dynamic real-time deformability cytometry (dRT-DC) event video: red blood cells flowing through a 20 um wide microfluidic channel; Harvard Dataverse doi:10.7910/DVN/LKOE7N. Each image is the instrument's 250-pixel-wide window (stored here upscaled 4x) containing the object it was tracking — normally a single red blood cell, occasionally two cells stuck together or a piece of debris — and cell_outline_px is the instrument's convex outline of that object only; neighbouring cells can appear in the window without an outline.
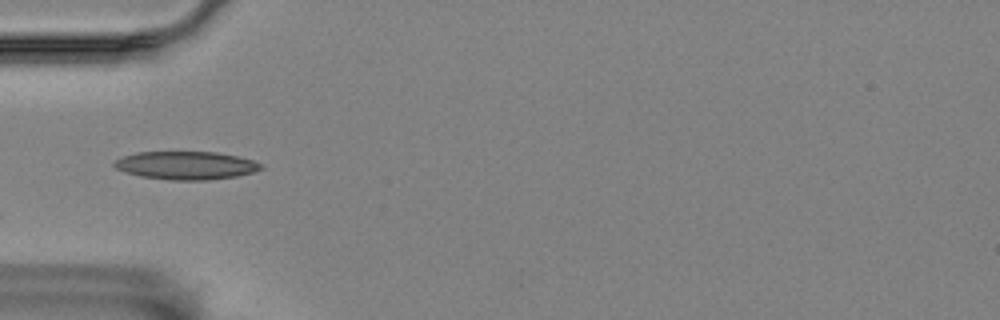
{"species": "Egyptian fruit bat (a non-hibernating species)", "species_latin": "Rousettus aegyptiacus", "temperature_condition": "room temperature", "stored_images_in_passage": 7, "camera_frame_rate_fps": 3000, "um_per_image_px": 0.085, "animal": {"sex": "female"}, "frame": {"image": 1, "passage_image": 1, "time_ms": 0.0, "image_size_px": [1000, 320], "cell_outline_px": [[264, 168], [252, 172], [236, 176], [208, 180], [168, 180], [140, 176], [124, 172], [116, 168], [112, 164], [116, 160], [124, 156], [136, 152], [216, 152], [236, 156], [252, 160], [260, 164]], "centroid_in_image_um": [15.78, 14.06], "position_along_channel_um": 69.2, "area_um2": 23.93}}